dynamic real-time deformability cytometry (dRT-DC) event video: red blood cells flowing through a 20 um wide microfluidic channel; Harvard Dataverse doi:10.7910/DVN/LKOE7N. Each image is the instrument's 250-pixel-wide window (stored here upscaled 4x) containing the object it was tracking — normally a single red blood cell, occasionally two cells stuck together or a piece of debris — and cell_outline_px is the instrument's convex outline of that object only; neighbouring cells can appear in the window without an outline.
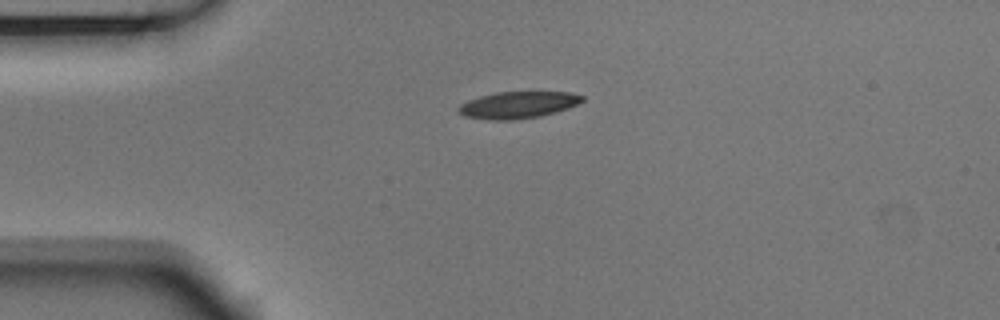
{"species": "Egyptian fruit bat (a non-hibernating species)", "species_latin": "Rousettus aegyptiacus", "temperature_condition": "room temperature", "stored_images_in_passage": 2, "camera_frame_rate_fps": 3000, "um_per_image_px": 0.085, "animal": {"sex": "male"}, "frame": {"image": 1, "passage_image": 1, "time_ms": 0.0, "image_size_px": [1000, 320], "cell_outline_px": [[584, 100], [568, 108], [556, 112], [540, 116], [512, 120], [492, 120], [464, 116], [456, 108], [460, 104], [468, 100], [480, 96], [496, 92], [572, 92], [584, 96]], "centroid_in_image_um": [44.03, 8.91], "position_along_channel_um": 41.0, "area_um2": 19.31}}